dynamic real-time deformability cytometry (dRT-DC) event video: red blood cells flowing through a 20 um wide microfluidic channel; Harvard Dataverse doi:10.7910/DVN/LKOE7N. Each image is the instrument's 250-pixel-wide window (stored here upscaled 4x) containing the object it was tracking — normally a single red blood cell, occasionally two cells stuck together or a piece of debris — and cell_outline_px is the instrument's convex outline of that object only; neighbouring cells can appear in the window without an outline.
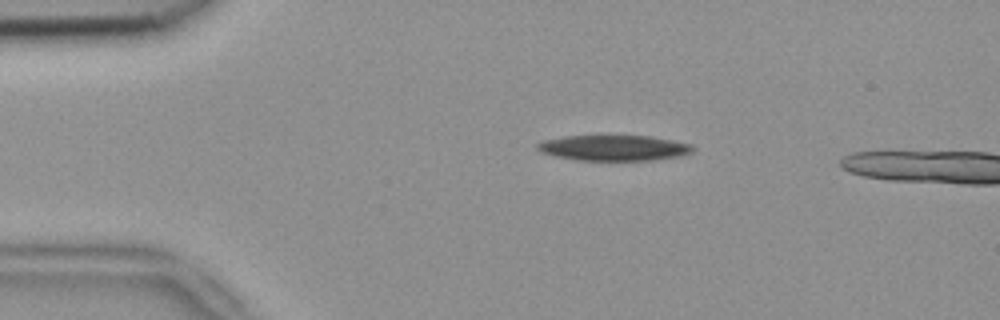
{"species": "common noctule bat (a hibernating species)", "species_latin": "Nyctalus noctula", "temperature_condition": "room temperature", "stored_images_in_passage": 40, "camera_frame_rate_fps": 3000, "um_per_image_px": 0.085, "animal": {"sex": "female", "body_mass_g": 18.4}, "frame": {"image": 1, "passage_image": 1, "time_ms": 0.0, "image_size_px": [1000, 320], "cell_outline_px": [[696, 148], [692, 152], [680, 156], [652, 160], [580, 160], [556, 156], [540, 152], [536, 148], [536, 144], [544, 140], [564, 136], [648, 136], [672, 140], [692, 144]], "centroid_in_image_um": [52.19, 12.57], "position_along_channel_um": 32.8, "area_um2": 23.06}}
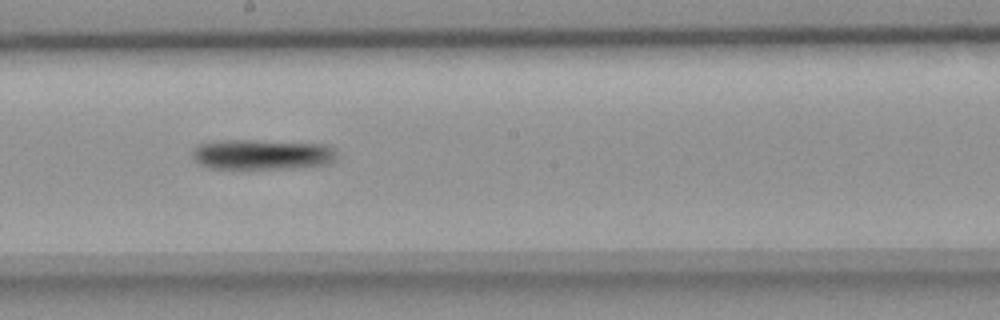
{"frame": {"image": 2, "passage_image": 20, "time_ms": 6.333, "image_size_px": [1000, 320], "cell_outline_px": [[336, 160], [328, 164], [280, 168], [212, 168], [200, 164], [192, 156], [192, 152], [196, 144], [208, 140], [252, 140], [328, 144], [336, 152]], "centroid_in_image_um": [22.23, 13.1], "position_along_channel_um": 226.0, "area_um2": 25.49}}
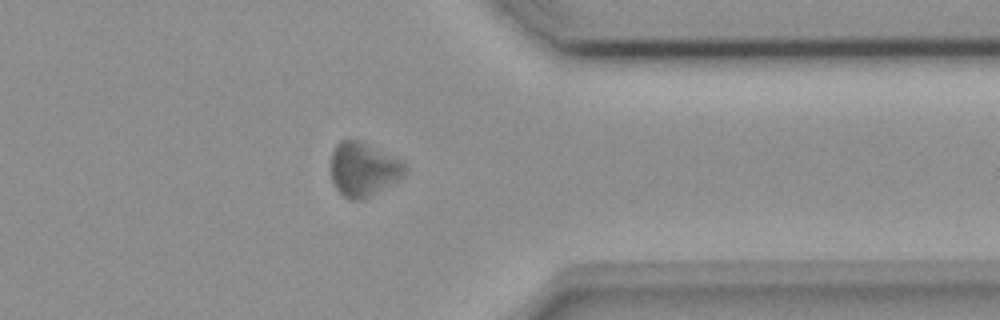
{"frame": {"image": 3, "passage_image": 33, "time_ms": 10.667, "image_size_px": [1000, 320], "cell_outline_px": [[408, 172], [400, 180], [364, 200], [352, 200], [344, 196], [336, 188], [332, 180], [332, 152], [336, 144], [340, 140], [360, 140], [404, 160], [408, 168]], "centroid_in_image_um": [30.96, 14.39], "position_along_channel_um": 380.4, "area_um2": 23.76}, "authors_computed_cell_mechanics": {"area_um2": 24.6517, "velocity_mm_per_s": 3.7397, "shape_relaxation_time_tau1_ms": 3.6308, "shape_relaxation_time_tau2_ms": null, "deformation_change_tau1": 0.0912, "deformation_change_tau2": null}}